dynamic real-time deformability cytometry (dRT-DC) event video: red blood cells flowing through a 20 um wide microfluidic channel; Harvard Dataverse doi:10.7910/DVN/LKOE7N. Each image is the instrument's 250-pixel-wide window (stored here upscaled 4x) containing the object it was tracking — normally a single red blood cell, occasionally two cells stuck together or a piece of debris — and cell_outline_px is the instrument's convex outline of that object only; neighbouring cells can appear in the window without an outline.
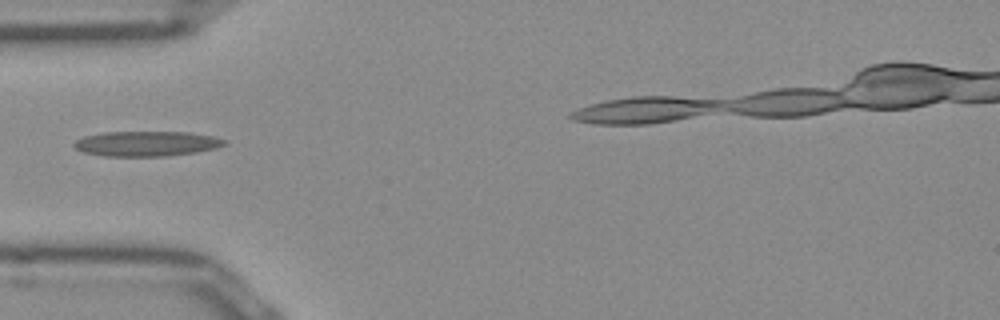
{"species": "Egyptian fruit bat (a non-hibernating species)", "species_latin": "Rousettus aegyptiacus", "temperature_condition": "room temperature", "stored_images_in_passage": 30, "camera_frame_rate_fps": 3000, "um_per_image_px": 0.085, "frame": {"image": 1, "passage_image": 1, "time_ms": 0.0, "image_size_px": [1000, 320], "cell_outline_px": [[224, 144], [216, 148], [196, 152], [164, 156], [104, 156], [84, 152], [76, 148], [72, 144], [76, 140], [84, 136], [104, 132], [188, 132], [212, 136], [224, 140]], "centroid_in_image_um": [12.41, 12.21], "position_along_channel_um": 72.6, "area_um2": 21.73}}
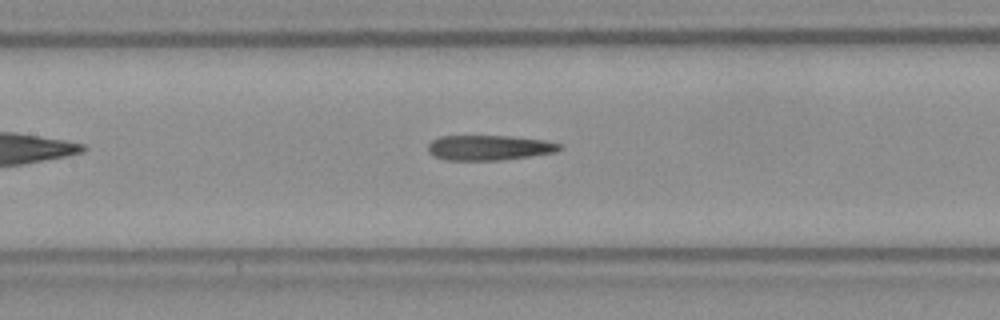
{"frame": {"image": 2, "passage_image": 8, "time_ms": 2.333, "image_size_px": [1000, 320], "cell_outline_px": [[564, 148], [556, 152], [500, 160], [444, 160], [432, 156], [428, 152], [428, 144], [432, 140], [440, 136], [508, 136], [544, 140], [564, 144]], "centroid_in_image_um": [41.57, 12.55], "position_along_channel_um": 165.8, "area_um2": 19.36}}
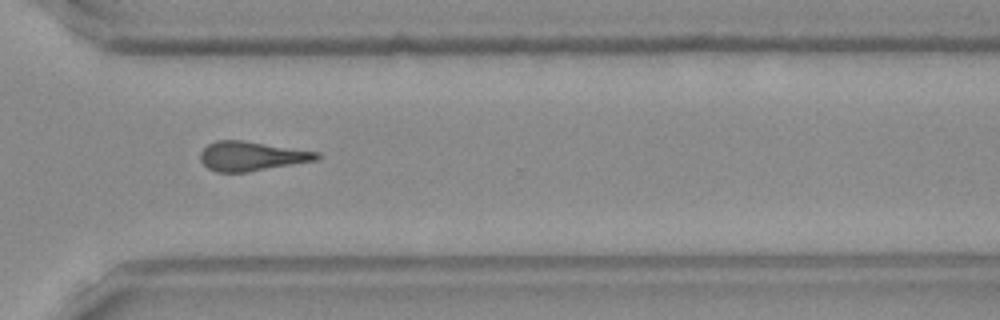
{"frame": {"image": 3, "passage_image": 22, "time_ms": 7.0, "image_size_px": [1000, 320], "cell_outline_px": [[320, 156], [316, 160], [248, 172], [216, 172], [208, 168], [200, 160], [200, 152], [208, 144], [216, 140], [240, 140], [320, 152]], "centroid_in_image_um": [21.35, 13.27], "position_along_channel_um": 349.2, "area_um2": 19.77}}